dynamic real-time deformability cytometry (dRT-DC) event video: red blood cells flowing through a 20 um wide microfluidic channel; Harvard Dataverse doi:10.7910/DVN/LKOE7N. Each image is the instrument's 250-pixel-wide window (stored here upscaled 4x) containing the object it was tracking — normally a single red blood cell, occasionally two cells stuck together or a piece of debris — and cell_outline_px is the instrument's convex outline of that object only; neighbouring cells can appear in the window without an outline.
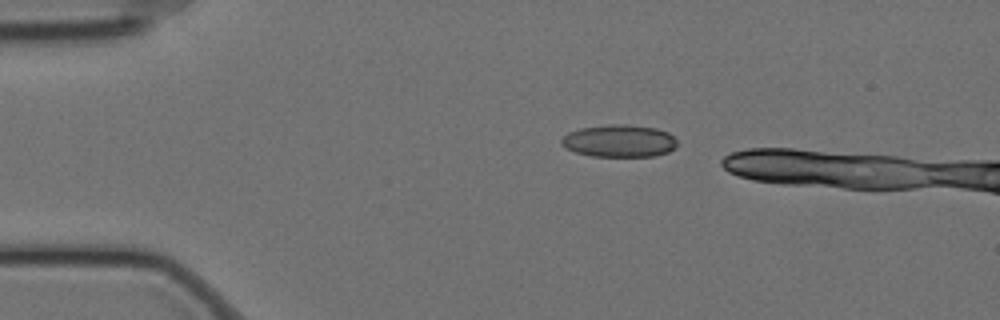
{"species": "Egyptian fruit bat (a non-hibernating species)", "species_latin": "Rousettus aegyptiacus", "temperature_condition": "cold", "stored_images_in_passage": 40, "camera_frame_rate_fps": 3000, "um_per_image_px": 0.085, "animal": {"sex": "female"}, "frame": {"image": 1, "passage_image": 1, "time_ms": 0.0, "image_size_px": [1000, 320], "cell_outline_px": [[676, 148], [668, 152], [652, 156], [592, 156], [576, 152], [560, 144], [560, 140], [568, 132], [580, 128], [608, 124], [624, 124], [656, 128], [668, 132], [676, 140]], "centroid_in_image_um": [52.63, 11.97], "position_along_channel_um": 32.4, "area_um2": 21.79}}
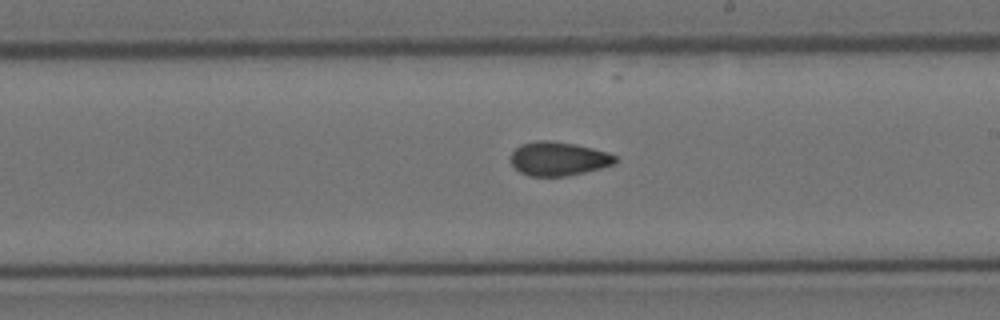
{"frame": {"image": 2, "passage_image": 23, "time_ms": 7.333, "image_size_px": [1000, 320], "cell_outline_px": [[616, 164], [568, 176], [528, 176], [520, 172], [512, 164], [512, 152], [520, 144], [536, 140], [552, 140], [576, 144], [608, 152], [616, 156]], "centroid_in_image_um": [47.47, 13.48], "position_along_channel_um": 241.5, "area_um2": 20.69}}
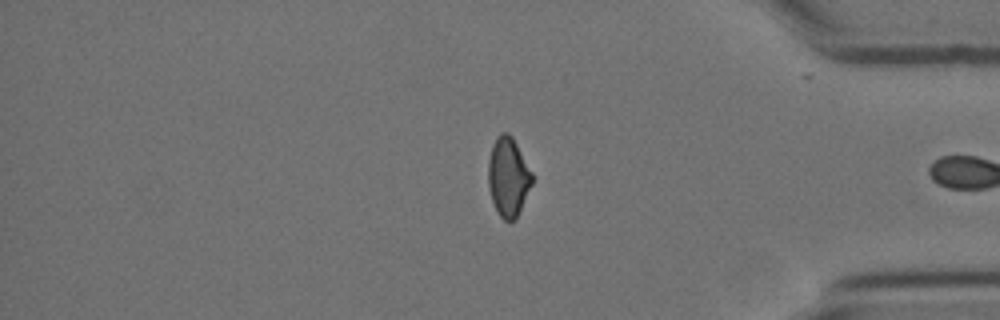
{"frame": {"image": 3, "passage_image": 38, "time_ms": 12.333, "image_size_px": [1000, 320], "cell_outline_px": [[532, 184], [516, 220], [504, 220], [496, 212], [492, 200], [488, 184], [488, 160], [492, 144], [496, 136], [500, 132], [508, 132], [512, 136], [532, 172]], "centroid_in_image_um": [43.18, 15.03], "position_along_channel_um": 392.0, "area_um2": 20.35}, "authors_computed_cell_mechanics": {"area_um2": 21.0103, "velocity_mm_per_s": 3.4804, "shape_relaxation_time_tau1_ms": null, "shape_relaxation_time_tau2_ms": 3.2425, "deformation_change_tau1": null, "deformation_change_tau2": 0.081}}